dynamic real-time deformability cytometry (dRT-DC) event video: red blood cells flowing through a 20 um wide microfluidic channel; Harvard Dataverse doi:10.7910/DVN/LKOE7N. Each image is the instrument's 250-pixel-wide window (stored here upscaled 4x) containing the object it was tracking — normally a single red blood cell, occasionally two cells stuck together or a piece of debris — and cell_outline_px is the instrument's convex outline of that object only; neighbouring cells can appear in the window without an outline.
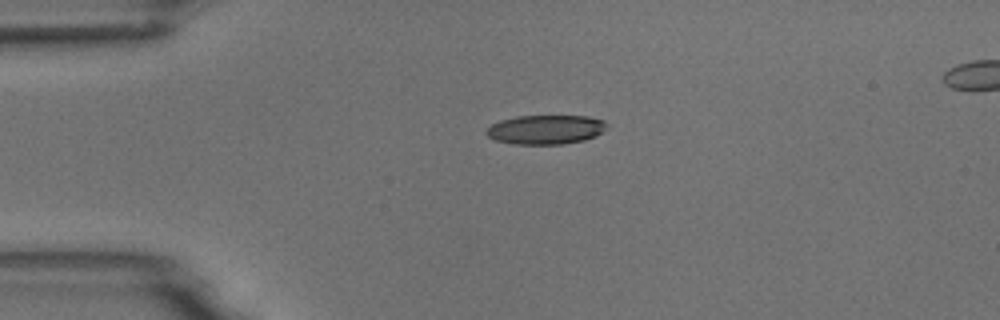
{"species": "common noctule bat (a hibernating species)", "species_latin": "Nyctalus noctula", "temperature_condition": "room temperature", "stored_images_in_passage": 3, "camera_frame_rate_fps": 3000, "um_per_image_px": 0.085, "animal": {"sex": "male", "body_mass_g": 18.8}, "frame": {"image": 1, "passage_image": 1, "time_ms": 0.0, "image_size_px": [1000, 320], "cell_outline_px": [[608, 124], [596, 136], [584, 140], [564, 144], [516, 144], [496, 140], [488, 136], [484, 132], [492, 124], [500, 120], [516, 116], [588, 116], [604, 120]], "centroid_in_image_um": [46.38, 11.01], "position_along_channel_um": 38.6, "area_um2": 20.46}}